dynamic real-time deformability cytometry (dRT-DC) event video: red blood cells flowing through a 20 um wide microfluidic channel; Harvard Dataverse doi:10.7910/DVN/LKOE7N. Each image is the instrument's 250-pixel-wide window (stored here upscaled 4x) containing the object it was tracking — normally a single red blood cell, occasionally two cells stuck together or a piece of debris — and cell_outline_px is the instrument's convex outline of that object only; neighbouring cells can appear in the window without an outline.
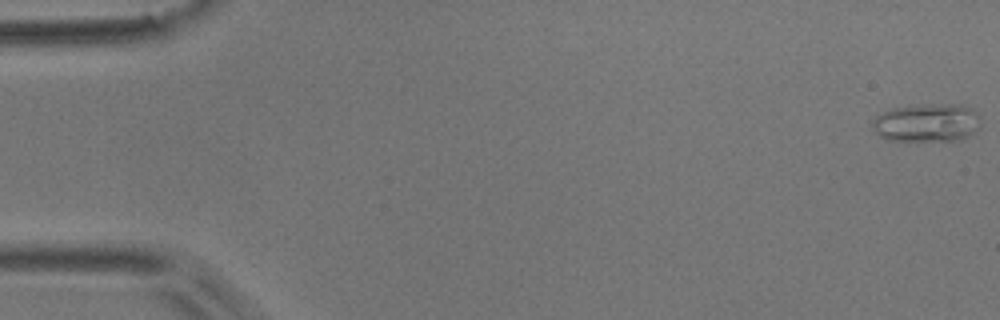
{"species": "common noctule bat (a hibernating species)", "species_latin": "Nyctalus noctula", "temperature_condition": "room temperature", "stored_images_in_passage": 10, "camera_frame_rate_fps": 3000, "um_per_image_px": 0.085, "animal": {"sex": "male", "body_mass_g": 17.9}, "frame": {"image": 1, "passage_image": 1, "time_ms": 0.0, "image_size_px": [1000, 320], "cell_outline_px": [[980, 128], [968, 136], [960, 140], [888, 140], [880, 136], [872, 128], [872, 120], [876, 116], [888, 108], [940, 104], [960, 104], [972, 108], [980, 116]], "centroid_in_image_um": [78.8, 10.43], "position_along_channel_um": 6.2, "area_um2": 24.22}}